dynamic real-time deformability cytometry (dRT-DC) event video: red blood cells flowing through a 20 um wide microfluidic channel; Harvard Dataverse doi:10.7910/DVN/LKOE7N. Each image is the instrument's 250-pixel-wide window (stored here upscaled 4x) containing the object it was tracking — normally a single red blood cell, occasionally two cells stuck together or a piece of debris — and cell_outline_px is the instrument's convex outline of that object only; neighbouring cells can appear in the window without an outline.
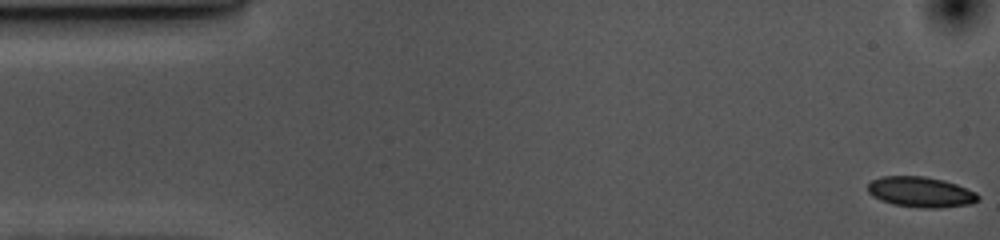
{"species": "common noctule bat (a hibernating species)", "species_latin": "Nyctalus noctula", "temperature_condition": "cold", "stored_images_in_passage": 55, "camera_frame_rate_fps": 3000, "um_per_image_px": 0.085, "animal": {"sex": "female", "body_mass_g": 10.0, "forearm_length_mm": 53.1}, "frame": {"image": 1, "passage_image": 1, "time_ms": 0.0, "image_size_px": [1000, 240], "cell_outline_px": [[980, 200], [968, 204], [936, 208], [924, 208], [892, 204], [880, 200], [872, 196], [868, 192], [868, 184], [872, 180], [880, 176], [924, 176], [944, 180], [956, 184], [976, 192], [980, 196]], "centroid_in_image_um": [78.25, 16.31], "position_along_channel_um": 6.8, "area_um2": 19.59}}
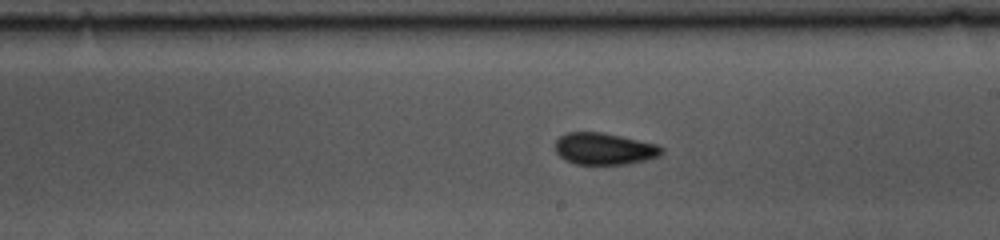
{"frame": {"image": 2, "passage_image": 30, "time_ms": 9.667, "image_size_px": [1000, 240], "cell_outline_px": [[664, 152], [660, 156], [628, 164], [576, 164], [564, 160], [556, 152], [556, 140], [560, 136], [568, 132], [600, 132], [660, 144], [664, 148]], "centroid_in_image_um": [51.4, 12.65], "position_along_channel_um": 237.6, "area_um2": 19.83}}
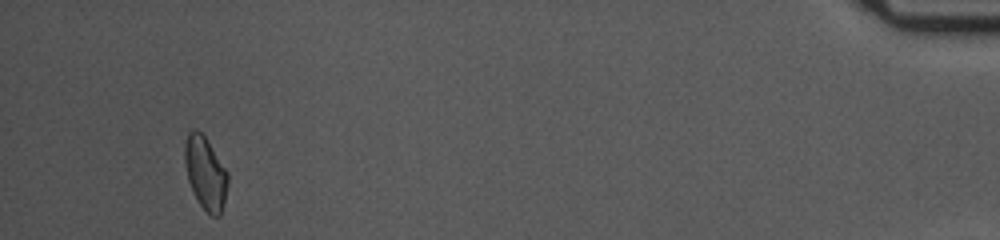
{"frame": {"image": 3, "passage_image": 52, "time_ms": 17.0, "image_size_px": [1000, 240], "cell_outline_px": [[228, 184], [220, 216], [212, 216], [200, 204], [192, 192], [188, 180], [184, 160], [184, 144], [188, 132], [196, 128], [204, 136], [228, 172]], "centroid_in_image_um": [17.44, 14.69], "position_along_channel_um": 417.8, "area_um2": 18.15}, "authors_computed_cell_mechanics": {"area_um2": 19.4786, "velocity_mm_per_s": 3.558, "shape_relaxation_time_tau1_ms": 6.0378, "shape_relaxation_time_tau2_ms": 2.7708, "deformation_change_tau1": 0.1118, "deformation_change_tau2": 0.0626}}